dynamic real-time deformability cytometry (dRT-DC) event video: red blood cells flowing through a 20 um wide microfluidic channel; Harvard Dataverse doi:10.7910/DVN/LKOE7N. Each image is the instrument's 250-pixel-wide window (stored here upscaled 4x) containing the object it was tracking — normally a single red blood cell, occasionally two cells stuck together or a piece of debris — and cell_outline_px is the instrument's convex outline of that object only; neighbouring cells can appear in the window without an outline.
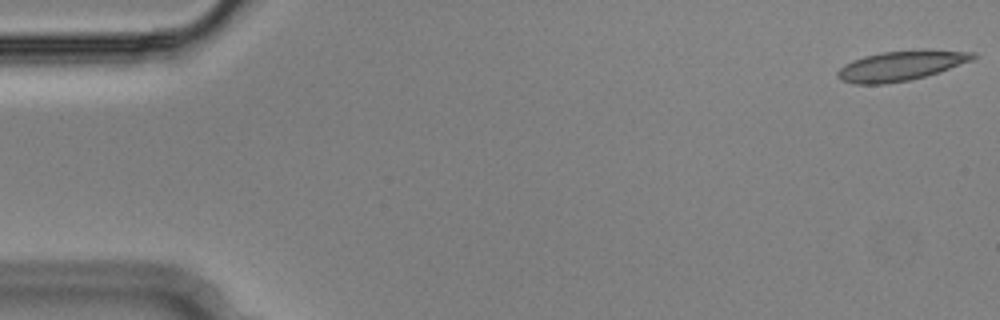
{"species": "Egyptian fruit bat (a non-hibernating species)", "species_latin": "Rousettus aegyptiacus", "temperature_condition": "cold", "stored_images_in_passage": 54, "camera_frame_rate_fps": 3000, "um_per_image_px": 0.085, "animal": {"sex": "male"}, "frame": {"image": 1, "passage_image": 1, "time_ms": 0.0, "image_size_px": [1000, 320], "cell_outline_px": [[976, 56], [972, 60], [924, 76], [908, 80], [884, 84], [852, 84], [840, 80], [836, 76], [836, 72], [844, 64], [852, 60], [864, 56], [880, 52], [924, 48], [928, 48], [976, 52]], "centroid_in_image_um": [76.55, 5.55], "position_along_channel_um": 8.5, "area_um2": 23.87}}
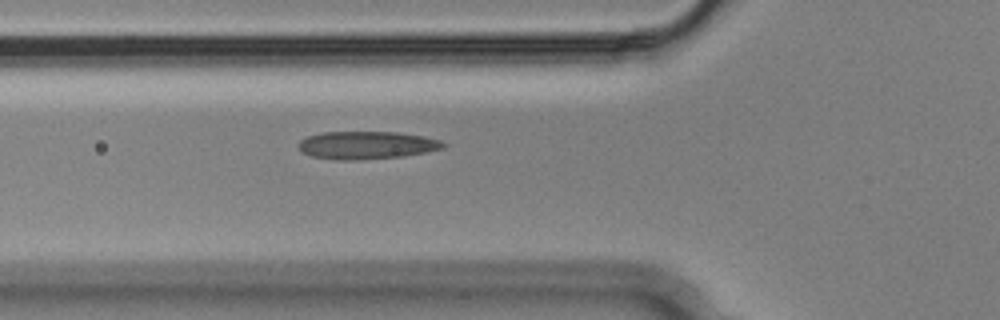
{"frame": {"image": 2, "passage_image": 19, "time_ms": 6.0, "image_size_px": [1000, 320], "cell_outline_px": [[448, 144], [444, 148], [404, 156], [356, 160], [336, 160], [312, 156], [300, 152], [300, 140], [308, 136], [324, 132], [396, 132], [424, 136], [440, 140]], "centroid_in_image_um": [31.18, 12.34], "position_along_channel_um": 94.6, "area_um2": 23.41}}
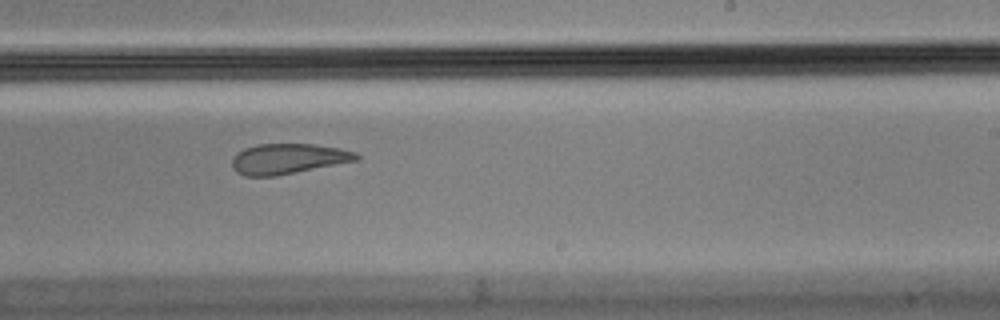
{"frame": {"image": 3, "passage_image": 33, "time_ms": 10.667, "image_size_px": [1000, 320], "cell_outline_px": [[360, 160], [276, 176], [244, 176], [236, 172], [232, 168], [232, 160], [244, 148], [256, 144], [316, 144], [340, 148], [356, 152], [360, 156]], "centroid_in_image_um": [24.53, 13.5], "position_along_channel_um": 264.5, "area_um2": 22.08}, "authors_computed_cell_mechanics": {"area_um2": 23.4668, "velocity_mm_per_s": 3.634, "shape_relaxation_time_tau1_ms": null, "shape_relaxation_time_tau2_ms": 1.9351, "deformation_change_tau1": null, "deformation_change_tau2": 0.0987}}